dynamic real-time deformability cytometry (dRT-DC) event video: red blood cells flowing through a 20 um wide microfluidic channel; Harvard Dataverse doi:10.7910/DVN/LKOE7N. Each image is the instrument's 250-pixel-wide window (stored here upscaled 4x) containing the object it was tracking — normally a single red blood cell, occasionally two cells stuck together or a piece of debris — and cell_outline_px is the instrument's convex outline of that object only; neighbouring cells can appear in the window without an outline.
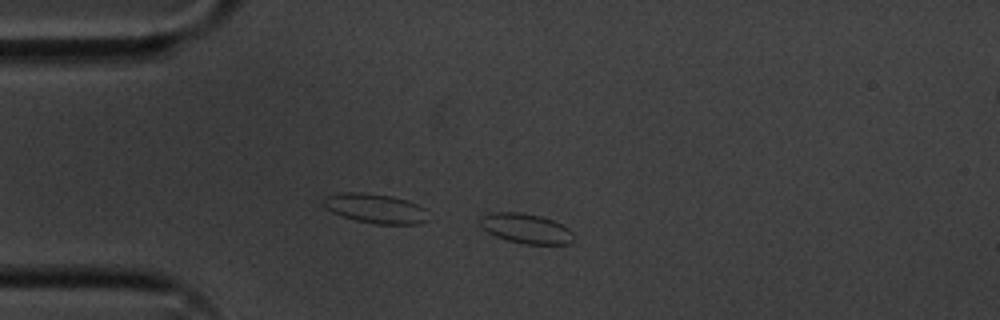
{"species": "common noctule bat (a hibernating species)", "species_latin": "Nyctalus noctula", "temperature_condition": "cold", "stored_images_in_passage": 35, "camera_frame_rate_fps": 3000, "um_per_image_px": 0.085, "animal": {"sex": "male", "body_mass_g": 20.1, "forearm_length_mm": 53.5}, "frame": {"image": 1, "passage_image": 1, "time_ms": 0.0, "image_size_px": [1000, 320], "cell_outline_px": [[576, 236], [568, 244], [524, 244], [508, 240], [496, 236], [488, 232], [480, 224], [480, 216], [492, 212], [520, 212], [540, 216], [552, 220], [568, 228]], "centroid_in_image_um": [44.71, 19.42], "position_along_channel_um": 40.3, "area_um2": 16.18}}
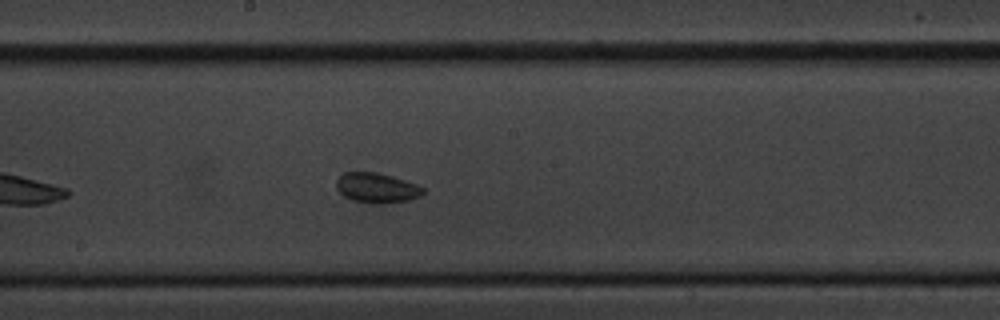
{"frame": {"image": 2, "passage_image": 18, "time_ms": 5.667, "image_size_px": [1000, 320], "cell_outline_px": [[424, 192], [420, 196], [408, 200], [380, 204], [372, 204], [352, 200], [344, 196], [336, 188], [336, 180], [344, 172], [376, 172], [392, 176], [416, 184], [424, 188]], "centroid_in_image_um": [32.0, 15.97], "position_along_channel_um": 216.2, "area_um2": 15.14}}
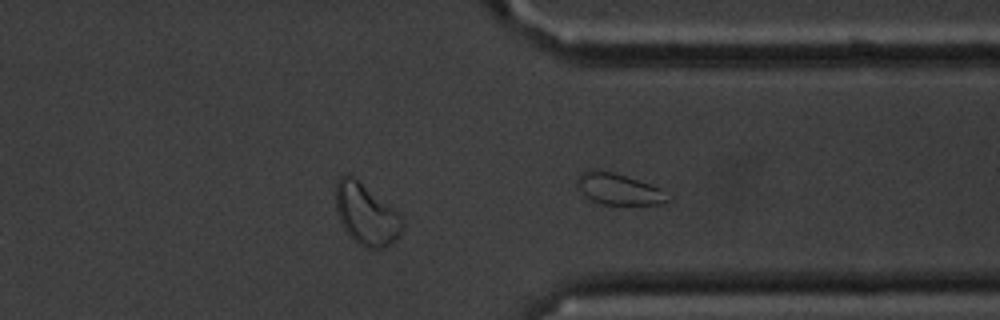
{"frame": {"image": 3, "passage_image": 30, "time_ms": 9.667, "image_size_px": [1000, 320], "cell_outline_px": [[404, 228], [384, 248], [364, 248], [352, 240], [344, 228], [336, 212], [336, 180], [344, 172], [352, 176], [388, 204], [404, 220]], "centroid_in_image_um": [31.08, 18.22], "position_along_channel_um": 380.3, "area_um2": 23.47}, "authors_computed_cell_mechanics": {"area_um2": 14.8546, "velocity_mm_per_s": 3.5548, "shape_relaxation_time_tau1_ms": null, "shape_relaxation_time_tau2_ms": 2.2845, "deformation_change_tau1": null, "deformation_change_tau2": 0.0673}}